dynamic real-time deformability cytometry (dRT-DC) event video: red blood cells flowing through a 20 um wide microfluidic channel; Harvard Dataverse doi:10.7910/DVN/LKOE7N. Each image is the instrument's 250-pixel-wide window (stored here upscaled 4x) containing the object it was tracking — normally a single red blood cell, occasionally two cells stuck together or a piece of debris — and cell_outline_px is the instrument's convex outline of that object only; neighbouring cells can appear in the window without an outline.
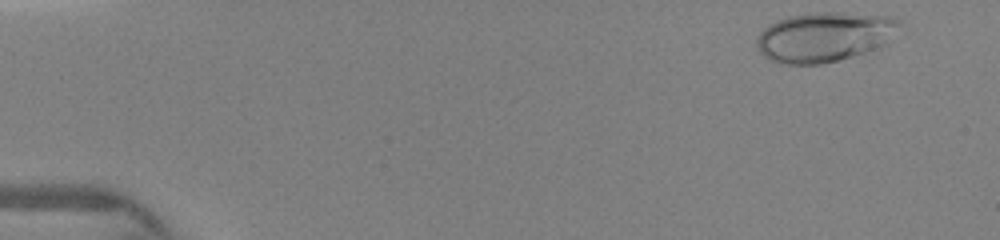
{"species": "human", "species_latin": "Homo sapiens", "temperature_condition": "warm", "stored_images_in_passage": 12, "camera_frame_rate_fps": 3000, "um_per_image_px": 0.085, "donor": {"sex": "female"}, "frame": {"image": 1, "passage_image": 1, "time_ms": 0.0, "image_size_px": [1000, 240], "cell_outline_px": [[900, 28], [888, 44], [852, 56], [820, 64], [788, 64], [772, 60], [764, 56], [756, 48], [756, 36], [768, 24], [776, 20], [788, 16], [816, 12], [840, 12], [892, 16], [900, 20]], "centroid_in_image_um": [70.09, 3.11], "position_along_channel_um": 14.9, "area_um2": 41.67}}